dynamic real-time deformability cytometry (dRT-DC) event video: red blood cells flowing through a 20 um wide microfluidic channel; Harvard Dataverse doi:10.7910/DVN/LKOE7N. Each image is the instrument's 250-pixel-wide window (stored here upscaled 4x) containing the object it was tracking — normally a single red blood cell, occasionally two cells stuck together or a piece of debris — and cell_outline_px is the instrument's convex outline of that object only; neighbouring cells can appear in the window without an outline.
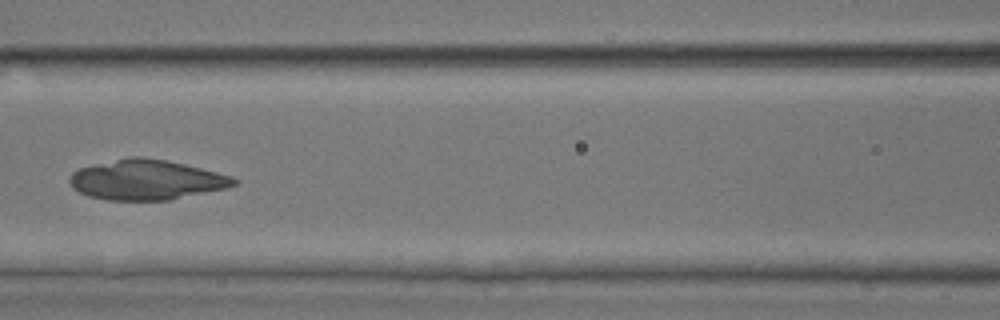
{"species": "common noctule bat (a hibernating species)", "species_latin": "Nyctalus noctula", "temperature_condition": "room temperature", "stored_images_in_passage": 7, "camera_frame_rate_fps": 3000, "um_per_image_px": 0.085, "animal": {"sex": "male", "body_mass_g": 17.9, "forearm_length_mm": 54.2}, "frame": {"image": 1, "passage_image": 6, "time_ms": 6.667, "image_size_px": [1000, 320], "cell_outline_px": [[240, 180], [236, 184], [224, 188], [168, 200], [108, 200], [88, 196], [72, 188], [68, 180], [72, 172], [80, 168], [132, 156], [140, 156], [168, 160], [232, 176]], "centroid_in_image_um": [12.43, 15.28], "position_along_channel_um": 154.2, "area_um2": 37.97}}